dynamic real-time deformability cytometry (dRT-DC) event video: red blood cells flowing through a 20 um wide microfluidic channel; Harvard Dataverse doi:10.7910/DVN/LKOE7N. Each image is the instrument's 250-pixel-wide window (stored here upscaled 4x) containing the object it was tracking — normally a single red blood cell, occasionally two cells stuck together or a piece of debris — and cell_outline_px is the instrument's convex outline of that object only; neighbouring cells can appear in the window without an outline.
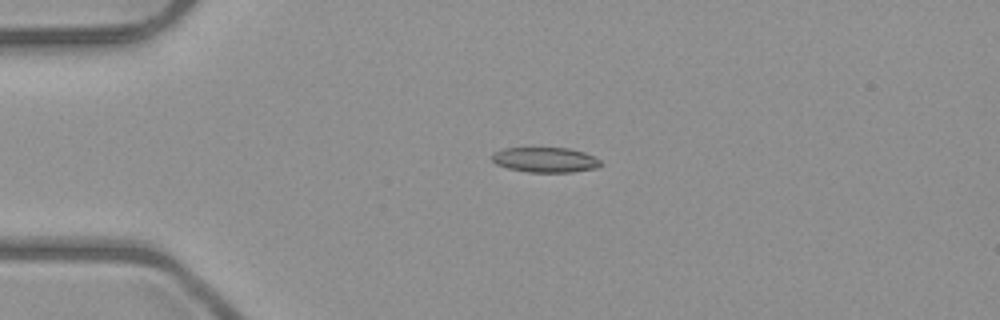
{"species": "common noctule bat (a hibernating species)", "species_latin": "Nyctalus noctula", "temperature_condition": "room temperature", "stored_images_in_passage": 6, "camera_frame_rate_fps": 3000, "um_per_image_px": 0.085, "animal": {"sex": "male", "body_mass_g": 23.1, "forearm_length_mm": 52.7}, "frame": {"image": 1, "passage_image": 4, "time_ms": 3.333, "image_size_px": [1000, 320], "cell_outline_px": [[604, 164], [596, 168], [572, 172], [528, 172], [508, 168], [496, 164], [492, 160], [492, 152], [504, 148], [568, 148], [584, 152], [600, 160]], "centroid_in_image_um": [46.34, 13.58], "position_along_channel_um": 38.7, "area_um2": 15.9}}
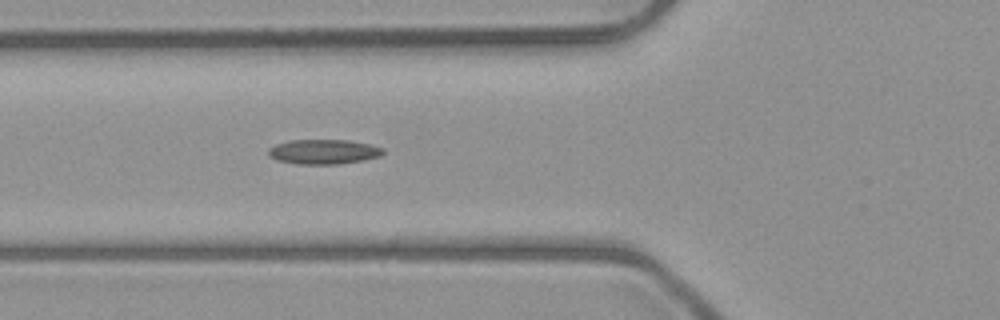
{"frame": {"image": 2, "passage_image": 6, "time_ms": 5.667, "image_size_px": [1000, 320], "cell_outline_px": [[384, 152], [380, 156], [364, 160], [340, 164], [296, 164], [276, 160], [268, 156], [268, 148], [276, 144], [288, 140], [348, 140], [368, 144], [384, 148]], "centroid_in_image_um": [27.47, 12.9], "position_along_channel_um": 98.3, "area_um2": 16.65}}